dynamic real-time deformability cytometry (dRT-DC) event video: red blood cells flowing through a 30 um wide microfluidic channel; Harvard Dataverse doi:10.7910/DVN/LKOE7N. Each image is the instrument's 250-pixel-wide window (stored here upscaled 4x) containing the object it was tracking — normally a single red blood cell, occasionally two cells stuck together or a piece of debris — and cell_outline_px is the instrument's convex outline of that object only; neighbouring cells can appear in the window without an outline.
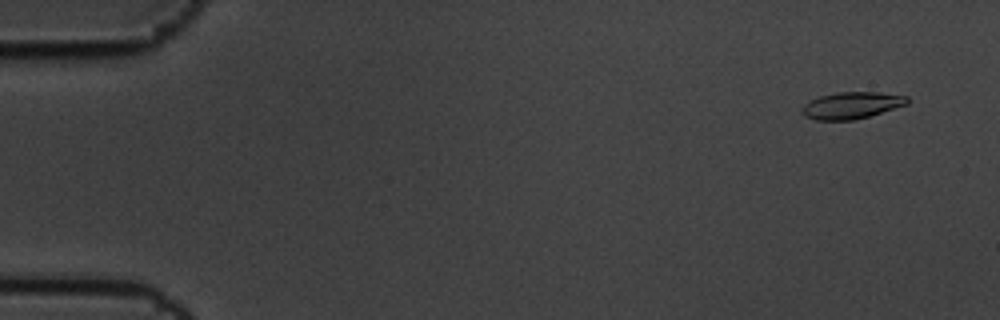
{"species": "common noctule bat (a hibernating species)", "species_latin": "Nyctalus noctula", "temperature_condition": "cold", "stored_images_in_passage": 6, "camera_frame_rate_fps": 3000, "um_per_image_px": 0.085, "animal": {"sex": "male", "body_mass_g": 19.5, "forearm_length_mm": 54.6}, "frame": {"image": 1, "passage_image": 1, "time_ms": 0.0, "image_size_px": [1000, 320], "cell_outline_px": [[908, 104], [868, 116], [852, 120], [816, 120], [804, 116], [800, 112], [804, 104], [820, 96], [836, 92], [880, 92], [908, 96]], "centroid_in_image_um": [72.37, 8.95], "position_along_channel_um": 12.6, "area_um2": 16.36}}